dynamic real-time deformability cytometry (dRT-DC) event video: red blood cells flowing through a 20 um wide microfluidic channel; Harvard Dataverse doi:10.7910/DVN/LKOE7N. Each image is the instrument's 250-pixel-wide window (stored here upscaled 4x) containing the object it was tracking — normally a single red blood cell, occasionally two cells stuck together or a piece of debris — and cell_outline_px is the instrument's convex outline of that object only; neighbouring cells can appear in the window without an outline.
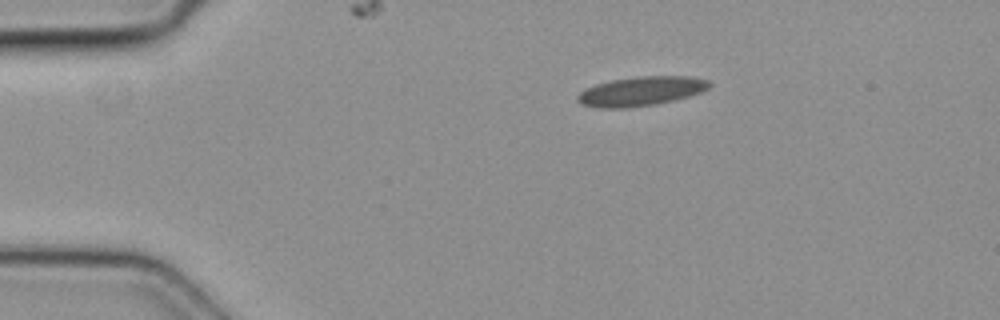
{"species": "common noctule bat (a hibernating species)", "species_latin": "Nyctalus noctula", "temperature_condition": "cold", "stored_images_in_passage": 3, "camera_frame_rate_fps": 3000, "um_per_image_px": 0.085, "animal": {"sex": "female", "body_mass_g": 19.3, "forearm_length_mm": 54.1}, "frame": {"image": 1, "passage_image": 1, "time_ms": 0.0, "image_size_px": [1000, 320], "cell_outline_px": [[712, 84], [708, 88], [700, 92], [688, 96], [656, 104], [624, 108], [600, 108], [580, 104], [576, 100], [576, 96], [580, 92], [596, 84], [612, 80], [640, 76], [692, 76], [708, 80]], "centroid_in_image_um": [54.48, 7.75], "position_along_channel_um": 30.5, "area_um2": 22.37}}